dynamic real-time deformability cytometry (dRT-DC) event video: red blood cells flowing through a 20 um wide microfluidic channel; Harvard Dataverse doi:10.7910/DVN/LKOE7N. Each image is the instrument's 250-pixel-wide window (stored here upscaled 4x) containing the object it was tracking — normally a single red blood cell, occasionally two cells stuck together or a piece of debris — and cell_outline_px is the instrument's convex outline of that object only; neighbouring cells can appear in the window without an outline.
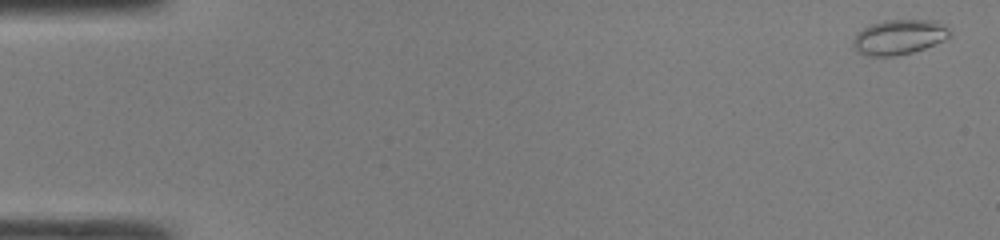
{"species": "common noctule bat (a hibernating species)", "species_latin": "Nyctalus noctula", "temperature_condition": "room temperature", "stored_images_in_passage": 47, "camera_frame_rate_fps": 3000, "um_per_image_px": 0.085, "animal": {"sex": "male", "body_mass_g": 19.0, "forearm_length_mm": 50.8}, "frame": {"image": 1, "passage_image": 1, "time_ms": 0.0, "image_size_px": [1000, 240], "cell_outline_px": [[952, 36], [944, 40], [924, 48], [912, 52], [892, 56], [864, 56], [852, 44], [852, 40], [856, 32], [872, 24], [884, 20], [936, 20], [944, 24], [952, 32]], "centroid_in_image_um": [76.44, 3.14], "position_along_channel_um": 8.6, "area_um2": 19.77}}
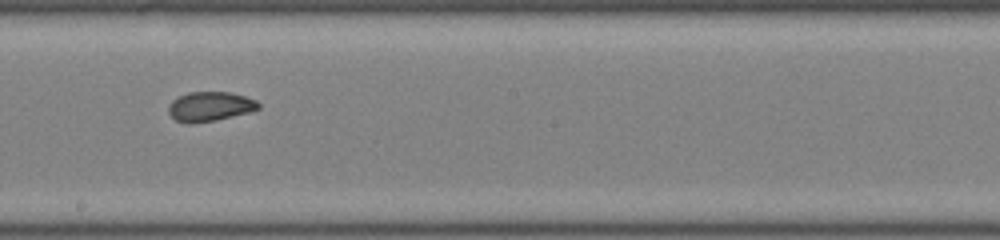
{"frame": {"image": 2, "passage_image": 27, "time_ms": 8.667, "image_size_px": [1000, 240], "cell_outline_px": [[260, 108], [252, 112], [216, 120], [192, 124], [188, 124], [176, 120], [168, 112], [168, 108], [172, 100], [188, 92], [232, 92], [256, 100], [260, 104]], "centroid_in_image_um": [17.87, 9.06], "position_along_channel_um": 230.3, "area_um2": 15.61}}
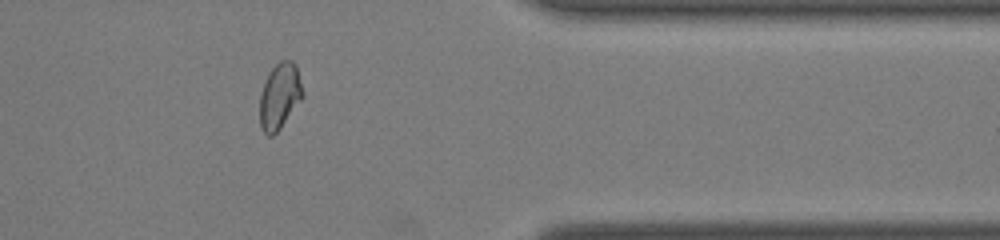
{"frame": {"image": 3, "passage_image": 39, "time_ms": 12.667, "image_size_px": [1000, 240], "cell_outline_px": [[304, 96], [280, 128], [272, 136], [268, 136], [260, 128], [260, 96], [268, 72], [280, 60], [292, 60], [296, 64], [304, 92]], "centroid_in_image_um": [23.78, 8.15], "position_along_channel_um": 387.6, "area_um2": 16.53}, "authors_computed_cell_mechanics": {"area_um2": 16.5308, "velocity_mm_per_s": 4.306, "shape_relaxation_time_tau1_ms": null, "shape_relaxation_time_tau2_ms": 1.2228, "deformation_change_tau1": null, "deformation_change_tau2": 0.0484}}